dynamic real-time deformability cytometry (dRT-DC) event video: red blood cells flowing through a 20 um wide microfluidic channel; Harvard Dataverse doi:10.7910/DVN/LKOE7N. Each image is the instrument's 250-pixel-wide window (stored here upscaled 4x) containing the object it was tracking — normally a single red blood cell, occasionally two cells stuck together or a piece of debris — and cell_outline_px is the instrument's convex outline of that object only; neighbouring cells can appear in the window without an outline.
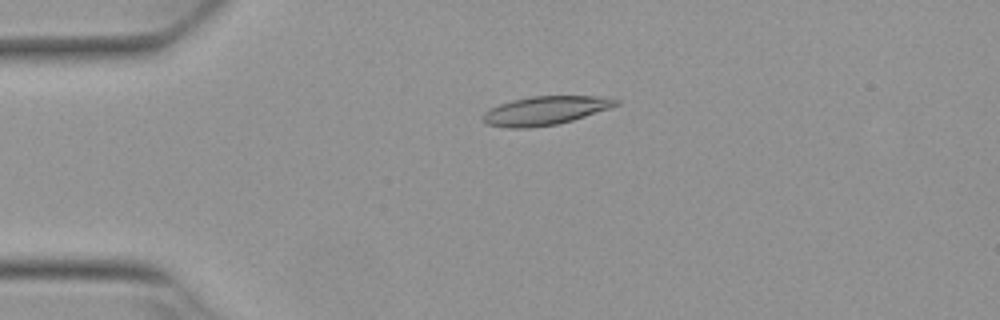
{"species": "Egyptian fruit bat (a non-hibernating species)", "species_latin": "Rousettus aegyptiacus", "temperature_condition": "warm", "stored_images_in_passage": 53, "camera_frame_rate_fps": 3000, "um_per_image_px": 0.085, "animal": {"sex": "female"}, "frame": {"image": 1, "passage_image": 12, "time_ms": 3.667, "image_size_px": [1000, 320], "cell_outline_px": [[620, 104], [612, 108], [572, 120], [556, 124], [528, 128], [508, 128], [488, 124], [480, 120], [480, 116], [488, 108], [512, 100], [532, 96], [604, 96], [620, 100]], "centroid_in_image_um": [46.34, 9.39], "position_along_channel_um": 38.7, "area_um2": 22.48}}
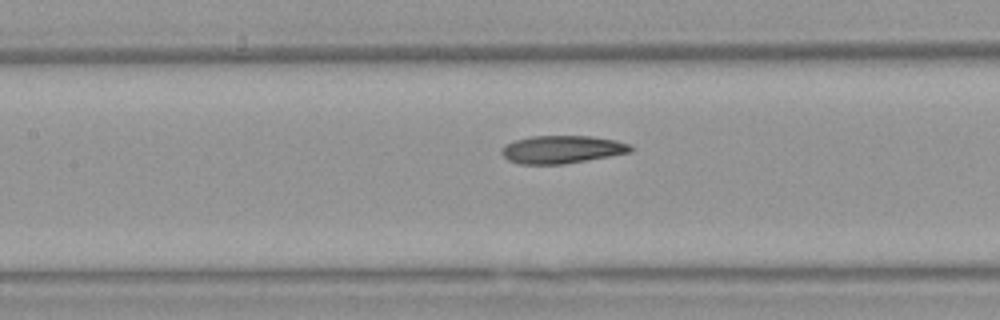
{"frame": {"image": 2, "passage_image": 24, "time_ms": 7.667, "image_size_px": [1000, 320], "cell_outline_px": [[632, 152], [564, 164], [520, 164], [508, 160], [500, 152], [500, 148], [504, 144], [516, 140], [532, 136], [592, 136], [616, 140], [632, 144]], "centroid_in_image_um": [47.76, 12.7], "position_along_channel_um": 159.6, "area_um2": 21.04}}
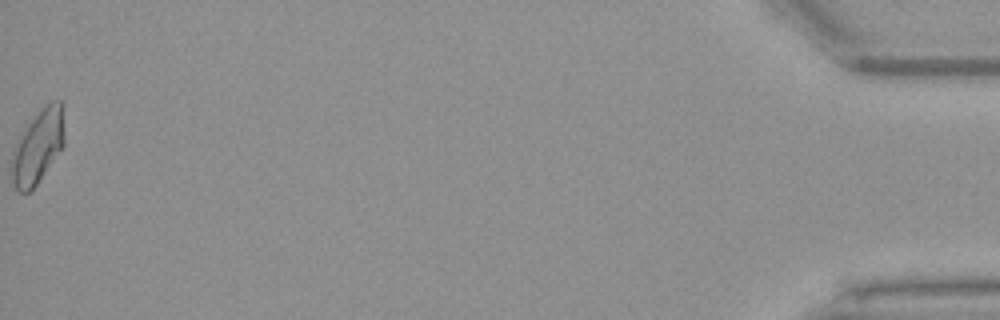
{"frame": {"image": 3, "passage_image": 53, "time_ms": 17.333, "image_size_px": [1000, 320], "cell_outline_px": [[64, 144], [36, 184], [28, 192], [20, 192], [16, 188], [12, 180], [12, 152], [20, 136], [28, 124], [52, 100], [60, 100], [64, 104]], "centroid_in_image_um": [3.25, 12.43], "position_along_channel_um": 432.0, "area_um2": 21.96}, "authors_computed_cell_mechanics": {"area_um2": 21.3282, "velocity_mm_per_s": 3.8554, "shape_relaxation_time_tau1_ms": 7.3237, "shape_relaxation_time_tau2_ms": 2.8953, "deformation_change_tau1": 0.2204, "deformation_change_tau2": 0.1087}}